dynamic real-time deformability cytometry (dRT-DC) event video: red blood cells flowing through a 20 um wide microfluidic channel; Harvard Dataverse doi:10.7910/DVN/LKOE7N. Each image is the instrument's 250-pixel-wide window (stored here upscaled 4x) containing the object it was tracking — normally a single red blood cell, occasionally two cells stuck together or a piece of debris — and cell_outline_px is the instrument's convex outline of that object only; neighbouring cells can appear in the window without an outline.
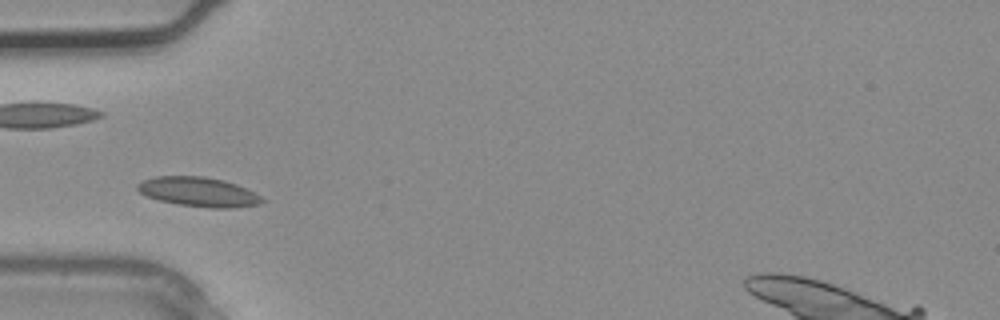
{"species": "common noctule bat (a hibernating species)", "species_latin": "Nyctalus noctula", "temperature_condition": "warm", "stored_images_in_passage": 2, "camera_frame_rate_fps": 3000, "um_per_image_px": 0.085, "animal": {"sex": "male", "body_mass_g": 20.4}, "frame": {"image": 1, "passage_image": 2, "time_ms": 0.333, "image_size_px": [1000, 320], "cell_outline_px": [[268, 200], [264, 204], [232, 208], [212, 208], [180, 204], [160, 200], [148, 196], [140, 192], [136, 188], [136, 184], [144, 180], [156, 176], [204, 176], [224, 180], [236, 184]], "centroid_in_image_um": [16.92, 16.31], "position_along_channel_um": 68.1, "area_um2": 21.33}}